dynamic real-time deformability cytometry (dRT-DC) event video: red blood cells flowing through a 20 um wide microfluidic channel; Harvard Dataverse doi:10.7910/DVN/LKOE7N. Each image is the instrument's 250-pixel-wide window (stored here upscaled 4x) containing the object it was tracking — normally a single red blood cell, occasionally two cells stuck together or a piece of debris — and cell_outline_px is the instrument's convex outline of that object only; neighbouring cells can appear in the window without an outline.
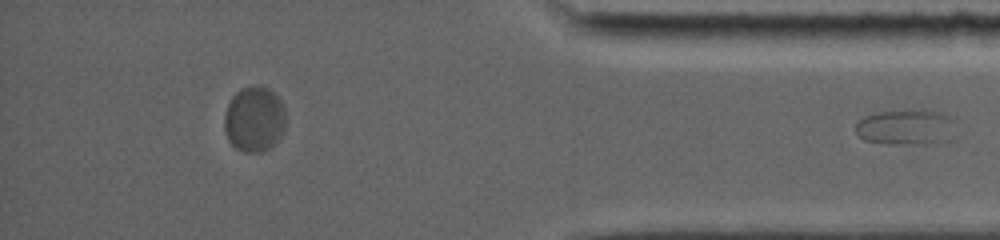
{"species": "common noctule bat (a hibernating species)", "species_latin": "Nyctalus noctula", "temperature_condition": "room temperature", "stored_images_in_passage": 84, "segment_of_instrument_passage": [2, 2], "camera_frame_rate_fps": 5000, "um_per_image_px": 0.085, "animal": {"sex": "female", "body_mass_g": 19.0, "forearm_length_mm": 56.7}, "frame": {"image": 1, "passage_image": 84, "time_ms": 15.6, "image_size_px": [1000, 240], "cell_outline_px": [[952, 120], [932, 140], [916, 144], [904, 144], [864, 140], [856, 136], [856, 124], [864, 116], [880, 112], [908, 108], [924, 108], [948, 116]], "centroid_in_image_um": [76.68, 10.71], "position_along_channel_um": 358.5, "area_um2": 19.02}}